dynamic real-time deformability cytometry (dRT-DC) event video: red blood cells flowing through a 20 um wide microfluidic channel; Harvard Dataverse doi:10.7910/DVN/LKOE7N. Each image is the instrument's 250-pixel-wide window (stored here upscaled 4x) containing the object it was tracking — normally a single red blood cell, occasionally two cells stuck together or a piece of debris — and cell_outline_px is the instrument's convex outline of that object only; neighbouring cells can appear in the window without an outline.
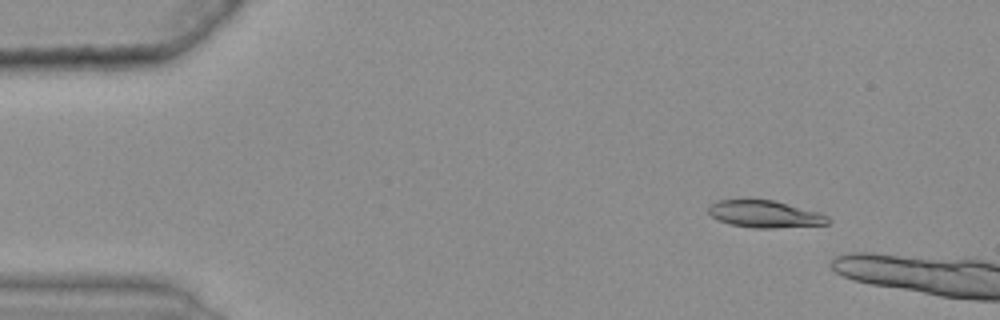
{"species": "common noctule bat (a hibernating species)", "species_latin": "Nyctalus noctula", "temperature_condition": "warm", "stored_images_in_passage": 10, "camera_frame_rate_fps": 3000, "um_per_image_px": 0.085, "animal": {"sex": "female", "body_mass_g": 25.1}, "frame": {"image": 1, "passage_image": 6, "time_ms": 1.667, "image_size_px": [1000, 320], "cell_outline_px": [[832, 220], [828, 224], [776, 228], [752, 228], [732, 224], [720, 220], [712, 216], [708, 212], [708, 208], [712, 204], [720, 200], [772, 200], [820, 212], [828, 216]], "centroid_in_image_um": [65.08, 18.21], "position_along_channel_um": 19.9, "area_um2": 18.67}}